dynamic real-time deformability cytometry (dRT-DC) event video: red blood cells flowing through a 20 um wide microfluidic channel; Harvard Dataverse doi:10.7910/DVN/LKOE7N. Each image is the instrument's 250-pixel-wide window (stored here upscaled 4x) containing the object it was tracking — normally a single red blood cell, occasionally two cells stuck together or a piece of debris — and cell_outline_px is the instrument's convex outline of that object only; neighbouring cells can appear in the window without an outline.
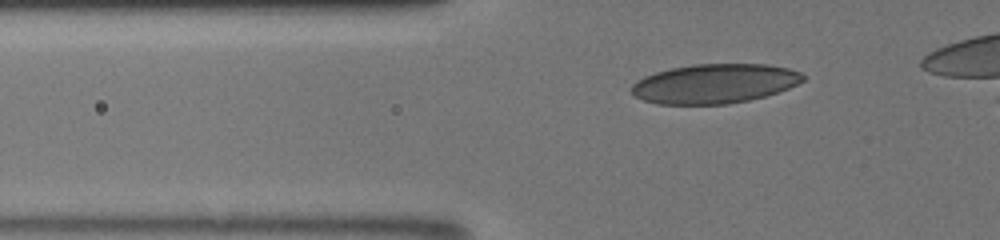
{"species": "human", "species_latin": "Homo sapiens", "temperature_condition": "room temperature", "stored_images_in_passage": 43, "camera_frame_rate_fps": 3000, "um_per_image_px": 0.085, "donor": {"sex": "male"}, "frame": {"image": 1, "passage_image": 14, "time_ms": 4.333, "image_size_px": [1000, 240], "cell_outline_px": [[804, 80], [788, 88], [764, 96], [748, 100], [728, 104], [656, 104], [644, 100], [636, 96], [632, 92], [632, 84], [636, 80], [644, 76], [656, 72], [672, 68], [696, 64], [768, 64], [788, 68], [800, 72], [804, 76]], "centroid_in_image_um": [60.73, 7.1], "position_along_channel_um": 65.1, "area_um2": 39.19}}
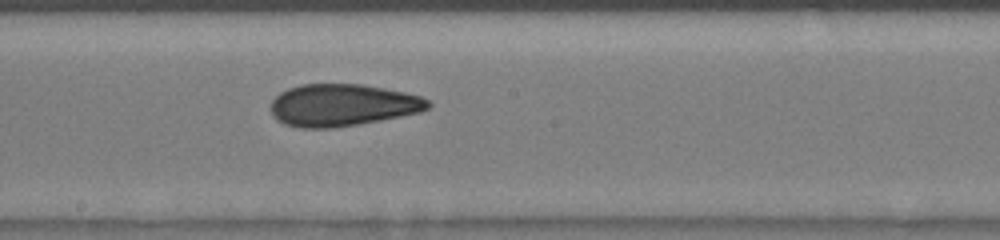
{"frame": {"image": 2, "passage_image": 26, "time_ms": 8.333, "image_size_px": [1000, 240], "cell_outline_px": [[432, 104], [428, 108], [420, 112], [380, 120], [332, 128], [300, 128], [284, 124], [276, 120], [272, 116], [272, 100], [280, 92], [288, 88], [300, 84], [360, 84], [404, 92], [420, 96], [428, 100]], "centroid_in_image_um": [29.08, 8.93], "position_along_channel_um": 219.1, "area_um2": 38.49}}
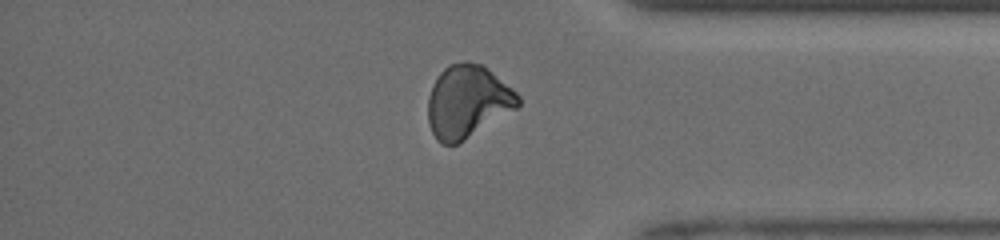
{"frame": {"image": 3, "passage_image": 39, "time_ms": 12.667, "image_size_px": [1000, 240], "cell_outline_px": [[520, 104], [516, 108], [464, 140], [456, 144], [440, 144], [436, 140], [432, 132], [428, 120], [428, 96], [432, 84], [440, 72], [448, 64], [464, 60], [468, 60], [480, 64], [492, 72], [512, 88], [520, 96]], "centroid_in_image_um": [39.71, 8.61], "position_along_channel_um": 395.5, "area_um2": 38.09}}